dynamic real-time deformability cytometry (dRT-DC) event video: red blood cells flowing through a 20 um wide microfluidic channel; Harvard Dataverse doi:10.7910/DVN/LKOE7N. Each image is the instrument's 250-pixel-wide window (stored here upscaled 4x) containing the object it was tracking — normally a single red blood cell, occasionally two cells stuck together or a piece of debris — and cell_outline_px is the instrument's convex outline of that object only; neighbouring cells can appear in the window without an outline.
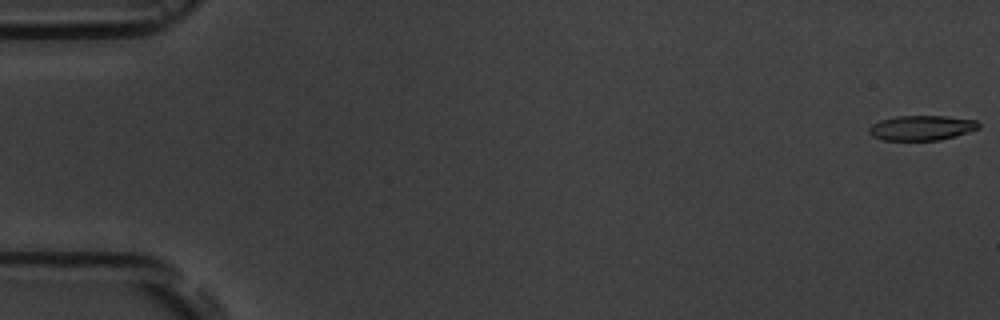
{"species": "common noctule bat (a hibernating species)", "species_latin": "Nyctalus noctula", "temperature_condition": "room temperature", "stored_images_in_passage": 4, "camera_frame_rate_fps": 3000, "um_per_image_px": 0.085, "animal": {"sex": "male", "body_mass_g": 19.5, "forearm_length_mm": 54.6}, "frame": {"image": 1, "passage_image": 1, "time_ms": 0.0, "image_size_px": [1000, 320], "cell_outline_px": [[980, 128], [968, 132], [940, 140], [880, 140], [872, 136], [868, 132], [868, 128], [872, 124], [880, 120], [896, 116], [944, 116], [976, 120], [980, 124]], "centroid_in_image_um": [78.31, 10.87], "position_along_channel_um": 6.7, "area_um2": 15.95}}